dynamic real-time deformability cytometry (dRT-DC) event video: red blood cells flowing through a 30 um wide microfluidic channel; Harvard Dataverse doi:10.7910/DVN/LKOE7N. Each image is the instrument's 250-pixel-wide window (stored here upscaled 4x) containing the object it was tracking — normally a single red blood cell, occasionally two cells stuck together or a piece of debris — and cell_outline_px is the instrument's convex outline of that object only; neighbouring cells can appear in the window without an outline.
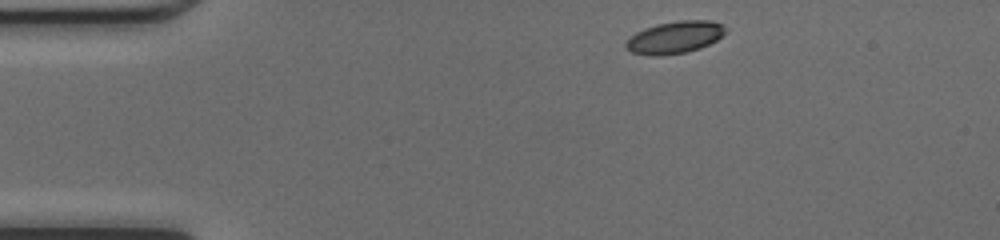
{"species": "common noctule bat (a hibernating species)", "species_latin": "Nyctalus noctula", "temperature_condition": "cold", "stored_images_in_passage": 41, "camera_frame_rate_fps": 3000, "um_per_image_px": 0.085, "animal": {"sex": "female", "body_mass_g": 17.0, "forearm_length_mm": 48.0}, "frame": {"image": 1, "passage_image": 1, "time_ms": 0.0, "image_size_px": [1000, 240], "cell_outline_px": [[728, 28], [716, 40], [700, 48], [684, 52], [660, 56], [648, 56], [632, 52], [624, 48], [624, 44], [636, 32], [644, 28], [656, 24], [680, 20], [712, 20], [724, 24]], "centroid_in_image_um": [57.35, 3.17], "position_along_channel_um": 27.7, "area_um2": 18.79}}
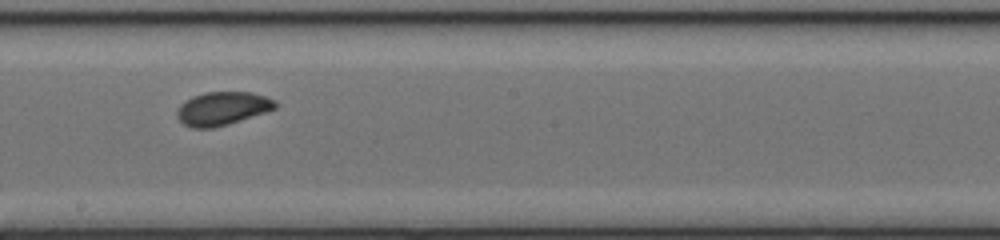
{"frame": {"image": 2, "passage_image": 20, "time_ms": 6.333, "image_size_px": [1000, 240], "cell_outline_px": [[276, 108], [228, 124], [212, 128], [192, 128], [184, 124], [176, 116], [176, 112], [180, 104], [192, 96], [204, 92], [252, 92], [276, 100]], "centroid_in_image_um": [18.87, 9.21], "position_along_channel_um": 229.3, "area_um2": 19.02}}
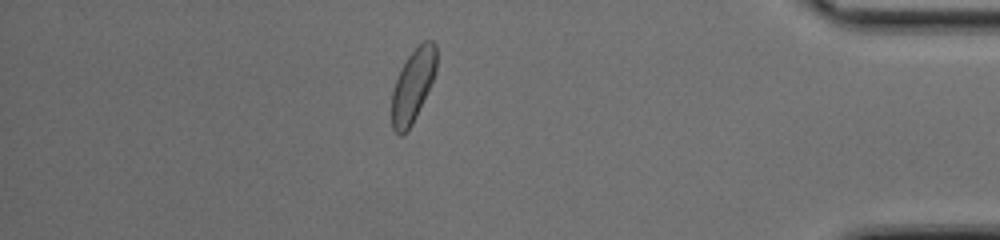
{"frame": {"image": 3, "passage_image": 35, "time_ms": 11.333, "image_size_px": [1000, 240], "cell_outline_px": [[436, 68], [432, 80], [416, 116], [412, 124], [400, 136], [392, 128], [392, 92], [396, 80], [408, 56], [424, 40], [432, 40], [436, 44]], "centroid_in_image_um": [35.09, 7.26], "position_along_channel_um": 400.1, "area_um2": 18.38}, "authors_computed_cell_mechanics": {"area_um2": 18.9584, "velocity_mm_per_s": 4.2332, "shape_relaxation_time_tau1_ms": 2.6192, "shape_relaxation_time_tau2_ms": 7.1219, "deformation_change_tau1": 0.0954, "deformation_change_tau2": 0.0988}}